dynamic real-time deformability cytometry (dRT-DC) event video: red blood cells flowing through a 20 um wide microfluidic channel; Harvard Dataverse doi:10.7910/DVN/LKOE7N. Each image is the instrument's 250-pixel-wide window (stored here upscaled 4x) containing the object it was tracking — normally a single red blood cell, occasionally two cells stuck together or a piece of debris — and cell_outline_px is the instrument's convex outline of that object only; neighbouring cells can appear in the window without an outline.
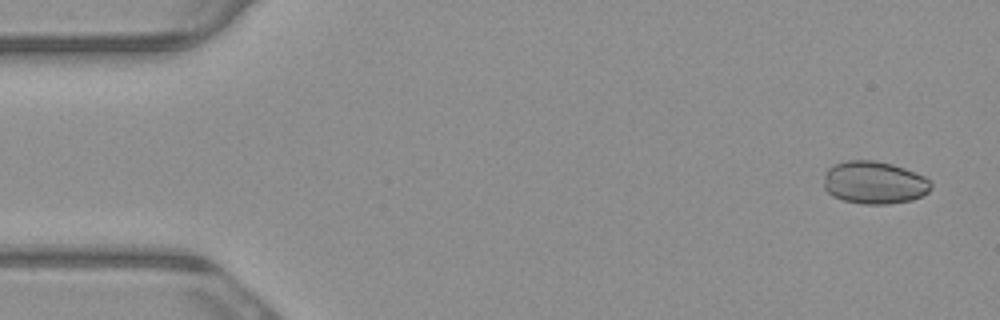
{"species": "common noctule bat (a hibernating species)", "species_latin": "Nyctalus noctula", "temperature_condition": "warm", "stored_images_in_passage": 6, "camera_frame_rate_fps": 3000, "um_per_image_px": 0.085, "animal": {"sex": "male", "body_mass_g": 23.1, "forearm_length_mm": 52.7}, "frame": {"image": 1, "passage_image": 1, "time_ms": 0.0, "image_size_px": [1000, 320], "cell_outline_px": [[932, 188], [928, 192], [912, 200], [888, 204], [864, 204], [844, 200], [832, 196], [824, 188], [824, 172], [832, 164], [848, 160], [872, 160], [892, 164], [904, 168], [924, 176], [932, 184]], "centroid_in_image_um": [74.28, 15.51], "position_along_channel_um": 10.7, "area_um2": 26.76}}
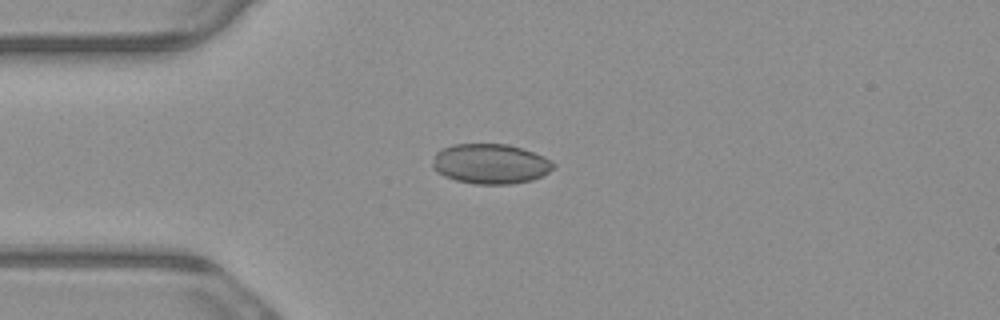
{"frame": {"image": 2, "passage_image": 4, "time_ms": 1.0, "image_size_px": [1000, 320], "cell_outline_px": [[556, 164], [548, 172], [532, 180], [512, 184], [476, 184], [456, 180], [444, 176], [436, 172], [432, 168], [432, 164], [436, 152], [452, 144], [508, 144], [544, 156]], "centroid_in_image_um": [41.66, 13.93], "position_along_channel_um": 43.3, "area_um2": 28.09}}
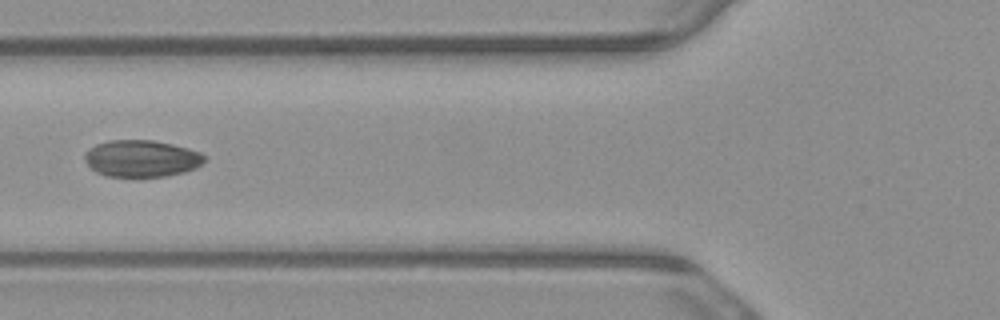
{"frame": {"image": 3, "passage_image": 6, "time_ms": 1.667, "image_size_px": [1000, 320], "cell_outline_px": [[208, 156], [196, 168], [184, 172], [164, 176], [104, 176], [96, 172], [84, 160], [84, 156], [88, 148], [96, 144], [108, 140], [152, 140], [172, 144], [188, 148], [200, 152]], "centroid_in_image_um": [12.02, 13.46], "position_along_channel_um": 113.8, "area_um2": 25.72}}